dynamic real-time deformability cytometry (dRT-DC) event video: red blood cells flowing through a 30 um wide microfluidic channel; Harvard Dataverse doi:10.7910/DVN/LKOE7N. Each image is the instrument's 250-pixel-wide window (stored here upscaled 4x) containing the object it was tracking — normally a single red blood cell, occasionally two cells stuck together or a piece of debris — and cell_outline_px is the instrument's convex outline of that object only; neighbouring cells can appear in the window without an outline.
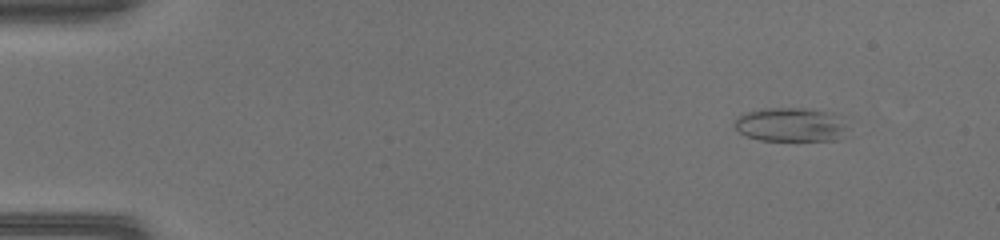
{"species": "common noctule bat (a hibernating species)", "species_latin": "Nyctalus noctula", "temperature_condition": "warm", "stored_images_in_passage": 42, "camera_frame_rate_fps": 3000, "um_per_image_px": 0.085, "animal": {"sex": "female", "body_mass_g": 17.0, "forearm_length_mm": 48.0}, "frame": {"image": 1, "passage_image": 1, "time_ms": 0.0, "image_size_px": [1000, 240], "cell_outline_px": [[844, 128], [836, 140], [760, 140], [748, 136], [740, 132], [732, 124], [736, 116], [744, 112], [760, 108], [808, 108], [828, 112]], "centroid_in_image_um": [67.0, 10.58], "position_along_channel_um": 18.0, "area_um2": 21.73}}
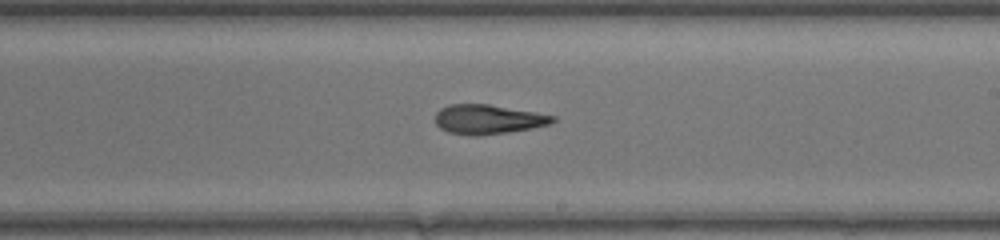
{"frame": {"image": 2, "passage_image": 26, "time_ms": 8.333, "image_size_px": [1000, 240], "cell_outline_px": [[556, 120], [548, 124], [532, 128], [508, 132], [476, 136], [472, 136], [448, 132], [440, 128], [436, 124], [436, 112], [440, 108], [448, 104], [488, 104], [556, 116]], "centroid_in_image_um": [41.44, 10.14], "position_along_channel_um": 247.6, "area_um2": 20.06}}
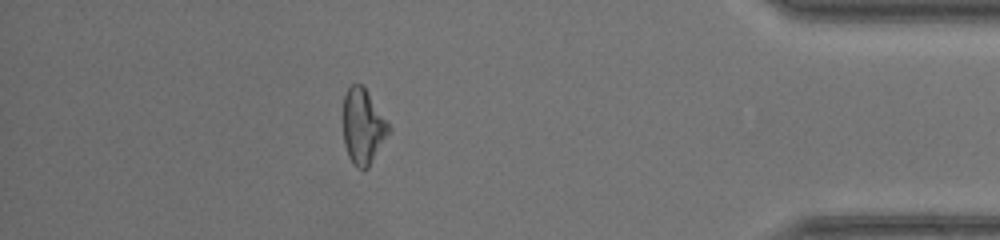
{"frame": {"image": 3, "passage_image": 40, "time_ms": 13.0, "image_size_px": [1000, 240], "cell_outline_px": [[392, 132], [368, 168], [356, 168], [352, 164], [348, 156], [344, 144], [344, 96], [348, 88], [352, 84], [360, 84], [368, 92], [388, 120], [392, 128]], "centroid_in_image_um": [30.9, 10.78], "position_along_channel_um": 404.3, "area_um2": 20.35}}